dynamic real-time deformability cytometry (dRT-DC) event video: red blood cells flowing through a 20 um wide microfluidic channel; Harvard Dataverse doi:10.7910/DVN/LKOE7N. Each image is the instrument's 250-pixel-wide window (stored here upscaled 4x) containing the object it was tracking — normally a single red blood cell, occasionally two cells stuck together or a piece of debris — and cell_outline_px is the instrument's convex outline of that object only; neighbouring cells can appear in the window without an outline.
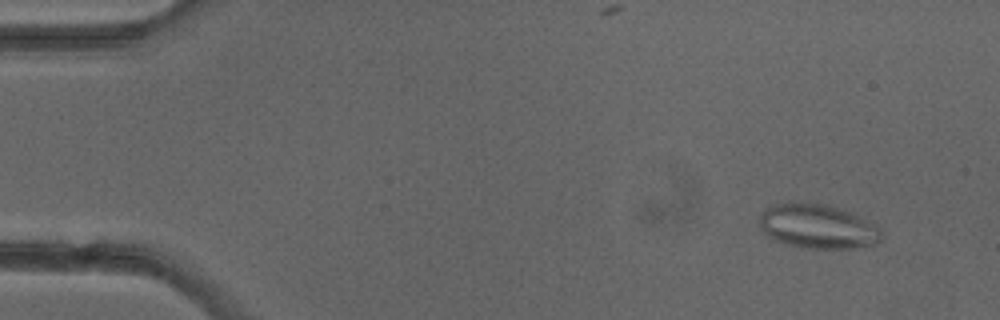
{"species": "common noctule bat (a hibernating species)", "species_latin": "Nyctalus noctula", "temperature_condition": "cold", "stored_images_in_passage": 5, "camera_frame_rate_fps": 3000, "um_per_image_px": 0.085, "animal": {"sex": "female"}, "frame": {"image": 1, "passage_image": 2, "time_ms": 1.0, "image_size_px": [1000, 320], "cell_outline_px": [[880, 240], [876, 244], [852, 248], [804, 248], [772, 240], [760, 228], [760, 216], [764, 208], [776, 204], [792, 200], [828, 204], [856, 212], [876, 224], [880, 228]], "centroid_in_image_um": [69.51, 19.2], "position_along_channel_um": 15.5, "area_um2": 32.37}}